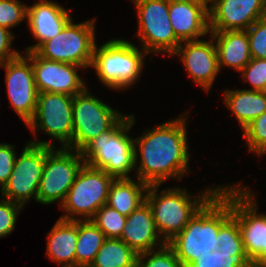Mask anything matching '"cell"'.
<instances>
[{
    "label": "cell",
    "mask_w": 266,
    "mask_h": 267,
    "mask_svg": "<svg viewBox=\"0 0 266 267\" xmlns=\"http://www.w3.org/2000/svg\"><path fill=\"white\" fill-rule=\"evenodd\" d=\"M169 19L180 42L210 33L209 6L202 0H169Z\"/></svg>",
    "instance_id": "18"
},
{
    "label": "cell",
    "mask_w": 266,
    "mask_h": 267,
    "mask_svg": "<svg viewBox=\"0 0 266 267\" xmlns=\"http://www.w3.org/2000/svg\"><path fill=\"white\" fill-rule=\"evenodd\" d=\"M15 36L10 29L0 26V64L16 58L20 53L11 49L13 38Z\"/></svg>",
    "instance_id": "37"
},
{
    "label": "cell",
    "mask_w": 266,
    "mask_h": 267,
    "mask_svg": "<svg viewBox=\"0 0 266 267\" xmlns=\"http://www.w3.org/2000/svg\"><path fill=\"white\" fill-rule=\"evenodd\" d=\"M100 100L90 94L87 87L73 96V136L67 148L81 151L91 140L109 131L123 117V113Z\"/></svg>",
    "instance_id": "8"
},
{
    "label": "cell",
    "mask_w": 266,
    "mask_h": 267,
    "mask_svg": "<svg viewBox=\"0 0 266 267\" xmlns=\"http://www.w3.org/2000/svg\"><path fill=\"white\" fill-rule=\"evenodd\" d=\"M265 16L266 0H213L209 6V30H247Z\"/></svg>",
    "instance_id": "16"
},
{
    "label": "cell",
    "mask_w": 266,
    "mask_h": 267,
    "mask_svg": "<svg viewBox=\"0 0 266 267\" xmlns=\"http://www.w3.org/2000/svg\"><path fill=\"white\" fill-rule=\"evenodd\" d=\"M253 267H266V259H262L254 263Z\"/></svg>",
    "instance_id": "38"
},
{
    "label": "cell",
    "mask_w": 266,
    "mask_h": 267,
    "mask_svg": "<svg viewBox=\"0 0 266 267\" xmlns=\"http://www.w3.org/2000/svg\"><path fill=\"white\" fill-rule=\"evenodd\" d=\"M126 219L125 215L105 204L90 220L104 233L106 238L120 239Z\"/></svg>",
    "instance_id": "27"
},
{
    "label": "cell",
    "mask_w": 266,
    "mask_h": 267,
    "mask_svg": "<svg viewBox=\"0 0 266 267\" xmlns=\"http://www.w3.org/2000/svg\"><path fill=\"white\" fill-rule=\"evenodd\" d=\"M84 164L81 151L47 146L36 202L48 205L59 201L61 205Z\"/></svg>",
    "instance_id": "10"
},
{
    "label": "cell",
    "mask_w": 266,
    "mask_h": 267,
    "mask_svg": "<svg viewBox=\"0 0 266 267\" xmlns=\"http://www.w3.org/2000/svg\"><path fill=\"white\" fill-rule=\"evenodd\" d=\"M0 67L6 69L7 94L11 107L27 123L34 117L37 108V95L34 73L31 64V52L19 54Z\"/></svg>",
    "instance_id": "14"
},
{
    "label": "cell",
    "mask_w": 266,
    "mask_h": 267,
    "mask_svg": "<svg viewBox=\"0 0 266 267\" xmlns=\"http://www.w3.org/2000/svg\"><path fill=\"white\" fill-rule=\"evenodd\" d=\"M47 146L55 148L51 141L30 140L28 142L20 157L16 156L13 171L5 186L0 190L1 196L22 207L31 198L37 201Z\"/></svg>",
    "instance_id": "9"
},
{
    "label": "cell",
    "mask_w": 266,
    "mask_h": 267,
    "mask_svg": "<svg viewBox=\"0 0 266 267\" xmlns=\"http://www.w3.org/2000/svg\"><path fill=\"white\" fill-rule=\"evenodd\" d=\"M73 96L62 93L39 92L34 117L27 123L36 136L37 128L63 146L68 147L73 136Z\"/></svg>",
    "instance_id": "13"
},
{
    "label": "cell",
    "mask_w": 266,
    "mask_h": 267,
    "mask_svg": "<svg viewBox=\"0 0 266 267\" xmlns=\"http://www.w3.org/2000/svg\"><path fill=\"white\" fill-rule=\"evenodd\" d=\"M240 72L253 87L248 90L266 92V59L252 58Z\"/></svg>",
    "instance_id": "34"
},
{
    "label": "cell",
    "mask_w": 266,
    "mask_h": 267,
    "mask_svg": "<svg viewBox=\"0 0 266 267\" xmlns=\"http://www.w3.org/2000/svg\"><path fill=\"white\" fill-rule=\"evenodd\" d=\"M188 267H253L246 254H226L215 250L199 257Z\"/></svg>",
    "instance_id": "29"
},
{
    "label": "cell",
    "mask_w": 266,
    "mask_h": 267,
    "mask_svg": "<svg viewBox=\"0 0 266 267\" xmlns=\"http://www.w3.org/2000/svg\"><path fill=\"white\" fill-rule=\"evenodd\" d=\"M243 136L250 152L266 154V112L254 119L243 129Z\"/></svg>",
    "instance_id": "31"
},
{
    "label": "cell",
    "mask_w": 266,
    "mask_h": 267,
    "mask_svg": "<svg viewBox=\"0 0 266 267\" xmlns=\"http://www.w3.org/2000/svg\"><path fill=\"white\" fill-rule=\"evenodd\" d=\"M27 17V5L19 0H0V26L7 29L17 26Z\"/></svg>",
    "instance_id": "32"
},
{
    "label": "cell",
    "mask_w": 266,
    "mask_h": 267,
    "mask_svg": "<svg viewBox=\"0 0 266 267\" xmlns=\"http://www.w3.org/2000/svg\"><path fill=\"white\" fill-rule=\"evenodd\" d=\"M153 219L149 204L145 201L137 209L132 211L126 219V224L120 239L137 254L155 250L167 243L161 238ZM158 240V242H157Z\"/></svg>",
    "instance_id": "20"
},
{
    "label": "cell",
    "mask_w": 266,
    "mask_h": 267,
    "mask_svg": "<svg viewBox=\"0 0 266 267\" xmlns=\"http://www.w3.org/2000/svg\"><path fill=\"white\" fill-rule=\"evenodd\" d=\"M246 31L251 58L266 59V16L254 22Z\"/></svg>",
    "instance_id": "33"
},
{
    "label": "cell",
    "mask_w": 266,
    "mask_h": 267,
    "mask_svg": "<svg viewBox=\"0 0 266 267\" xmlns=\"http://www.w3.org/2000/svg\"><path fill=\"white\" fill-rule=\"evenodd\" d=\"M16 159L14 146L7 143H0V185L1 189L7 183L11 175Z\"/></svg>",
    "instance_id": "36"
},
{
    "label": "cell",
    "mask_w": 266,
    "mask_h": 267,
    "mask_svg": "<svg viewBox=\"0 0 266 267\" xmlns=\"http://www.w3.org/2000/svg\"><path fill=\"white\" fill-rule=\"evenodd\" d=\"M224 94L225 105L233 112L242 129L266 112V92L226 89Z\"/></svg>",
    "instance_id": "23"
},
{
    "label": "cell",
    "mask_w": 266,
    "mask_h": 267,
    "mask_svg": "<svg viewBox=\"0 0 266 267\" xmlns=\"http://www.w3.org/2000/svg\"><path fill=\"white\" fill-rule=\"evenodd\" d=\"M27 22L30 32L38 43L27 47L25 52H34L42 43L56 37L72 20L70 13L63 6L48 0H40L27 6Z\"/></svg>",
    "instance_id": "19"
},
{
    "label": "cell",
    "mask_w": 266,
    "mask_h": 267,
    "mask_svg": "<svg viewBox=\"0 0 266 267\" xmlns=\"http://www.w3.org/2000/svg\"><path fill=\"white\" fill-rule=\"evenodd\" d=\"M204 2H206L207 4L211 3L213 0H202Z\"/></svg>",
    "instance_id": "39"
},
{
    "label": "cell",
    "mask_w": 266,
    "mask_h": 267,
    "mask_svg": "<svg viewBox=\"0 0 266 267\" xmlns=\"http://www.w3.org/2000/svg\"><path fill=\"white\" fill-rule=\"evenodd\" d=\"M113 181L104 170L84 164L60 205L67 212L60 218L75 221L78 220L76 216H80L79 220H90L106 204Z\"/></svg>",
    "instance_id": "6"
},
{
    "label": "cell",
    "mask_w": 266,
    "mask_h": 267,
    "mask_svg": "<svg viewBox=\"0 0 266 267\" xmlns=\"http://www.w3.org/2000/svg\"><path fill=\"white\" fill-rule=\"evenodd\" d=\"M135 123L134 115L123 116L109 131L91 140L81 154L85 164L104 170L114 179H130L135 167L134 139L127 133Z\"/></svg>",
    "instance_id": "3"
},
{
    "label": "cell",
    "mask_w": 266,
    "mask_h": 267,
    "mask_svg": "<svg viewBox=\"0 0 266 267\" xmlns=\"http://www.w3.org/2000/svg\"><path fill=\"white\" fill-rule=\"evenodd\" d=\"M75 266L90 267L106 239L104 233L91 220H77Z\"/></svg>",
    "instance_id": "25"
},
{
    "label": "cell",
    "mask_w": 266,
    "mask_h": 267,
    "mask_svg": "<svg viewBox=\"0 0 266 267\" xmlns=\"http://www.w3.org/2000/svg\"><path fill=\"white\" fill-rule=\"evenodd\" d=\"M231 216V186H220L185 228L167 243L183 267H188L199 257L218 250L219 228Z\"/></svg>",
    "instance_id": "2"
},
{
    "label": "cell",
    "mask_w": 266,
    "mask_h": 267,
    "mask_svg": "<svg viewBox=\"0 0 266 267\" xmlns=\"http://www.w3.org/2000/svg\"><path fill=\"white\" fill-rule=\"evenodd\" d=\"M218 245V250L226 254H245L240 228L233 216L219 228Z\"/></svg>",
    "instance_id": "28"
},
{
    "label": "cell",
    "mask_w": 266,
    "mask_h": 267,
    "mask_svg": "<svg viewBox=\"0 0 266 267\" xmlns=\"http://www.w3.org/2000/svg\"><path fill=\"white\" fill-rule=\"evenodd\" d=\"M147 55L127 40H109L100 48L95 44L91 67L103 85L124 90L139 79Z\"/></svg>",
    "instance_id": "5"
},
{
    "label": "cell",
    "mask_w": 266,
    "mask_h": 267,
    "mask_svg": "<svg viewBox=\"0 0 266 267\" xmlns=\"http://www.w3.org/2000/svg\"><path fill=\"white\" fill-rule=\"evenodd\" d=\"M95 19L80 24L71 20L56 36L42 43L35 52L48 60L91 67L95 42Z\"/></svg>",
    "instance_id": "7"
},
{
    "label": "cell",
    "mask_w": 266,
    "mask_h": 267,
    "mask_svg": "<svg viewBox=\"0 0 266 267\" xmlns=\"http://www.w3.org/2000/svg\"><path fill=\"white\" fill-rule=\"evenodd\" d=\"M160 185H149L145 201L152 211L156 228L162 239L168 243L179 234L196 212L220 189L209 187L193 197L186 188L175 187L160 191ZM199 197V198H197Z\"/></svg>",
    "instance_id": "4"
},
{
    "label": "cell",
    "mask_w": 266,
    "mask_h": 267,
    "mask_svg": "<svg viewBox=\"0 0 266 267\" xmlns=\"http://www.w3.org/2000/svg\"><path fill=\"white\" fill-rule=\"evenodd\" d=\"M21 209H23L21 205L8 199L0 200V238L13 231Z\"/></svg>",
    "instance_id": "35"
},
{
    "label": "cell",
    "mask_w": 266,
    "mask_h": 267,
    "mask_svg": "<svg viewBox=\"0 0 266 267\" xmlns=\"http://www.w3.org/2000/svg\"><path fill=\"white\" fill-rule=\"evenodd\" d=\"M149 185L138 179H114L109 188L106 205L126 217L145 202Z\"/></svg>",
    "instance_id": "24"
},
{
    "label": "cell",
    "mask_w": 266,
    "mask_h": 267,
    "mask_svg": "<svg viewBox=\"0 0 266 267\" xmlns=\"http://www.w3.org/2000/svg\"><path fill=\"white\" fill-rule=\"evenodd\" d=\"M137 256L121 239L106 238L90 267H136Z\"/></svg>",
    "instance_id": "26"
},
{
    "label": "cell",
    "mask_w": 266,
    "mask_h": 267,
    "mask_svg": "<svg viewBox=\"0 0 266 267\" xmlns=\"http://www.w3.org/2000/svg\"><path fill=\"white\" fill-rule=\"evenodd\" d=\"M215 41L218 67L234 68L240 72L252 59L246 30L210 32Z\"/></svg>",
    "instance_id": "21"
},
{
    "label": "cell",
    "mask_w": 266,
    "mask_h": 267,
    "mask_svg": "<svg viewBox=\"0 0 266 267\" xmlns=\"http://www.w3.org/2000/svg\"><path fill=\"white\" fill-rule=\"evenodd\" d=\"M47 237L46 255L62 267H75L77 220L59 218Z\"/></svg>",
    "instance_id": "22"
},
{
    "label": "cell",
    "mask_w": 266,
    "mask_h": 267,
    "mask_svg": "<svg viewBox=\"0 0 266 267\" xmlns=\"http://www.w3.org/2000/svg\"><path fill=\"white\" fill-rule=\"evenodd\" d=\"M172 55L181 57L182 64L195 83H198L206 92L210 90L220 71L213 38L209 41L181 42Z\"/></svg>",
    "instance_id": "17"
},
{
    "label": "cell",
    "mask_w": 266,
    "mask_h": 267,
    "mask_svg": "<svg viewBox=\"0 0 266 267\" xmlns=\"http://www.w3.org/2000/svg\"><path fill=\"white\" fill-rule=\"evenodd\" d=\"M138 16V38L142 49L172 55L181 44L169 19V0H132Z\"/></svg>",
    "instance_id": "11"
},
{
    "label": "cell",
    "mask_w": 266,
    "mask_h": 267,
    "mask_svg": "<svg viewBox=\"0 0 266 267\" xmlns=\"http://www.w3.org/2000/svg\"><path fill=\"white\" fill-rule=\"evenodd\" d=\"M257 212L250 189L238 184L231 186V215L238 222L244 251L252 264L266 259V214Z\"/></svg>",
    "instance_id": "12"
},
{
    "label": "cell",
    "mask_w": 266,
    "mask_h": 267,
    "mask_svg": "<svg viewBox=\"0 0 266 267\" xmlns=\"http://www.w3.org/2000/svg\"><path fill=\"white\" fill-rule=\"evenodd\" d=\"M157 249L138 254L136 267H183L168 244ZM148 256L149 259H147Z\"/></svg>",
    "instance_id": "30"
},
{
    "label": "cell",
    "mask_w": 266,
    "mask_h": 267,
    "mask_svg": "<svg viewBox=\"0 0 266 267\" xmlns=\"http://www.w3.org/2000/svg\"><path fill=\"white\" fill-rule=\"evenodd\" d=\"M31 64L34 73L36 89L39 92L62 93L75 96L86 87L78 75V65L57 62L40 57L31 52Z\"/></svg>",
    "instance_id": "15"
},
{
    "label": "cell",
    "mask_w": 266,
    "mask_h": 267,
    "mask_svg": "<svg viewBox=\"0 0 266 267\" xmlns=\"http://www.w3.org/2000/svg\"><path fill=\"white\" fill-rule=\"evenodd\" d=\"M185 115L187 113L134 139L135 166L139 154L141 160L137 168V179L148 185H161L166 179L179 180L185 173H189L188 118Z\"/></svg>",
    "instance_id": "1"
}]
</instances>
